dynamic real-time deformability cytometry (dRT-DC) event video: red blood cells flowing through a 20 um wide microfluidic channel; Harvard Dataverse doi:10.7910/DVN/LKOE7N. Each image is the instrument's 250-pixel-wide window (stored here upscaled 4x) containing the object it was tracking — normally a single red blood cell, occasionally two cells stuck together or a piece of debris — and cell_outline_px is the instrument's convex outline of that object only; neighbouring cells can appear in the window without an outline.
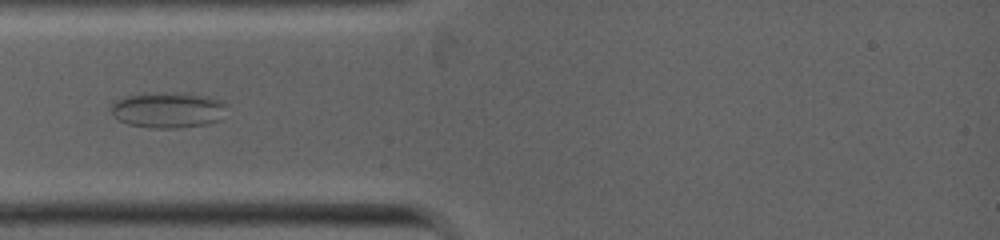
{"species": "common noctule bat (a hibernating species)", "species_latin": "Nyctalus noctula", "temperature_condition": "warm", "stored_images_in_passage": 6, "camera_frame_rate_fps": 5000, "um_per_image_px": 0.085, "animal": {"sex": "female", "body_mass_g": 19.0, "forearm_length_mm": 53.3}, "frame": {"image": 1, "passage_image": 4, "time_ms": 2.0, "image_size_px": [1000, 240], "cell_outline_px": [[228, 104], [220, 120], [208, 124], [176, 128], [148, 128], [128, 124], [112, 116], [112, 104], [116, 100], [128, 96], [204, 96], [224, 100]], "centroid_in_image_um": [14.32, 9.43], "position_along_channel_um": 70.7, "area_um2": 22.89}}
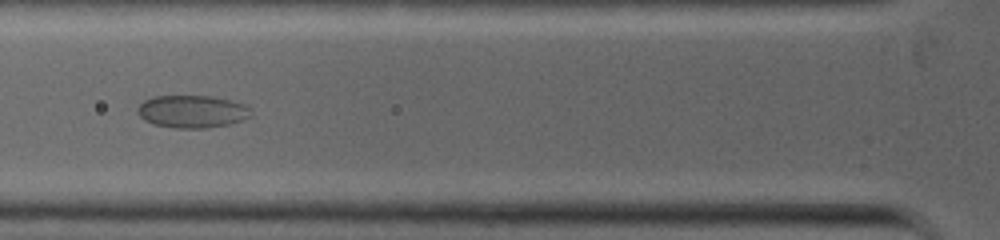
{"frame": {"image": 2, "passage_image": 5, "time_ms": 2.8, "image_size_px": [1000, 240], "cell_outline_px": [[252, 116], [228, 124], [204, 128], [176, 128], [152, 124], [144, 120], [136, 112], [136, 108], [144, 100], [152, 96], [212, 96], [244, 104], [252, 108]], "centroid_in_image_um": [16.31, 9.47], "position_along_channel_um": 109.5, "area_um2": 21.62}}